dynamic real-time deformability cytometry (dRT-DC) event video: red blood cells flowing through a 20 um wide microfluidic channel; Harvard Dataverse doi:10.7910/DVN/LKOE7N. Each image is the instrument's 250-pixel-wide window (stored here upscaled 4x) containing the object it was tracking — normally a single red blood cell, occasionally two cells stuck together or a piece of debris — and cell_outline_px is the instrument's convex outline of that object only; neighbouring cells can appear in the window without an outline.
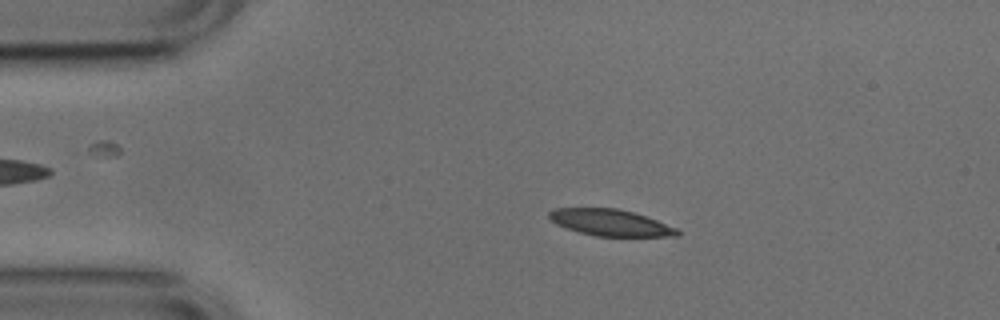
{"species": "common noctule bat (a hibernating species)", "species_latin": "Nyctalus noctula", "temperature_condition": "cold", "stored_images_in_passage": 51, "camera_frame_rate_fps": 3000, "um_per_image_px": 0.085, "animal": {"sex": "male", "body_mass_g": 17.9, "forearm_length_mm": 54.2}, "frame": {"image": 1, "passage_image": 9, "time_ms": 2.667, "image_size_px": [1000, 320], "cell_outline_px": [[680, 236], [596, 236], [580, 232], [556, 224], [548, 216], [548, 212], [556, 208], [616, 208], [632, 212], [656, 220], [676, 228], [680, 232]], "centroid_in_image_um": [51.88, 18.92], "position_along_channel_um": 33.1, "area_um2": 19.48}}
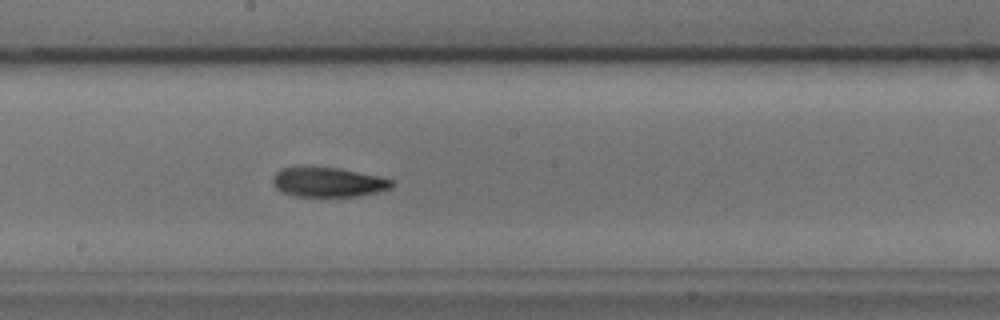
{"frame": {"image": 2, "passage_image": 27, "time_ms": 8.667, "image_size_px": [1000, 320], "cell_outline_px": [[396, 184], [392, 188], [360, 196], [296, 196], [284, 192], [276, 188], [272, 184], [272, 176], [280, 168], [340, 168], [376, 176], [392, 180]], "centroid_in_image_um": [27.9, 15.49], "position_along_channel_um": 220.3, "area_um2": 20.23}}
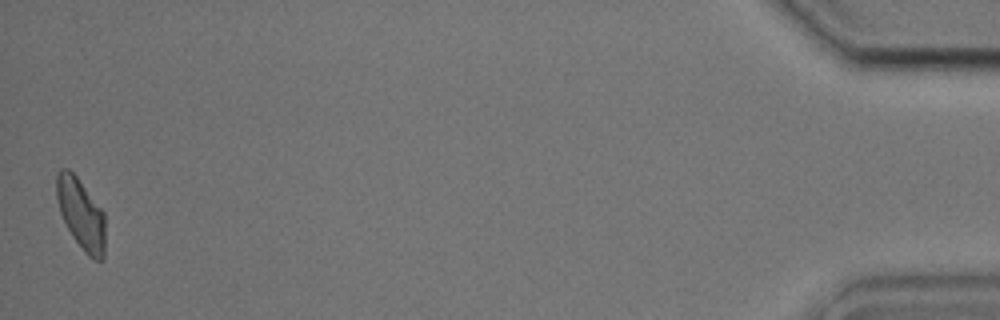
{"frame": {"image": 3, "passage_image": 51, "time_ms": 16.667, "image_size_px": [1000, 320], "cell_outline_px": [[104, 260], [96, 260], [88, 256], [84, 252], [72, 236], [60, 212], [56, 196], [56, 172], [60, 168], [68, 168], [76, 176], [104, 212]], "centroid_in_image_um": [6.87, 18.18], "position_along_channel_um": 428.3, "area_um2": 19.94}, "authors_computed_cell_mechanics": {"area_um2": 20.23, "velocity_mm_per_s": 3.765, "shape_relaxation_time_tau1_ms": 4.6443, "shape_relaxation_time_tau2_ms": 5.9424, "deformation_change_tau1": 0.1368, "deformation_change_tau2": 0.1252}}